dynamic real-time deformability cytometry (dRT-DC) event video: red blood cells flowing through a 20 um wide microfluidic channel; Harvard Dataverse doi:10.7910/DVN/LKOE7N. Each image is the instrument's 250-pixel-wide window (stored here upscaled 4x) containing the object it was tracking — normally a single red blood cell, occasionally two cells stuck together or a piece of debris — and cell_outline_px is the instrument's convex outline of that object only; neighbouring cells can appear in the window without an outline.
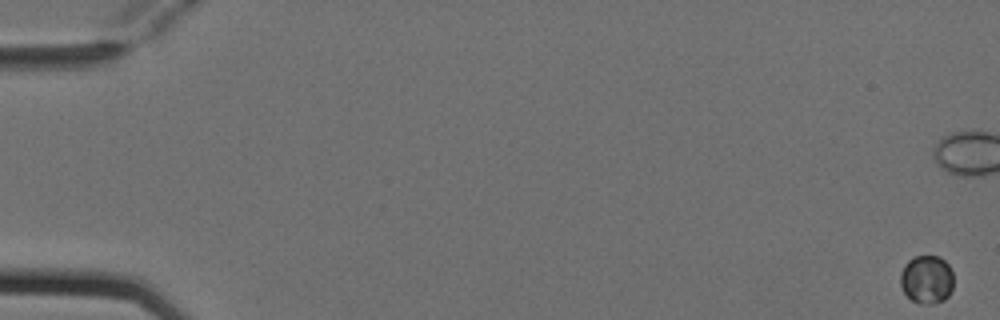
{"species": "Egyptian fruit bat (a non-hibernating species)", "species_latin": "Rousettus aegyptiacus", "temperature_condition": "cold", "stored_images_in_passage": 6, "camera_frame_rate_fps": 3000, "um_per_image_px": 0.085, "animal": {"sex": "female"}, "frame": {"image": 1, "passage_image": 1, "time_ms": 0.0, "image_size_px": [1000, 320], "cell_outline_px": [[952, 288], [948, 296], [944, 300], [932, 304], [920, 304], [912, 300], [904, 292], [900, 284], [900, 272], [904, 264], [908, 260], [916, 256], [940, 256], [948, 264], [952, 272]], "centroid_in_image_um": [78.75, 23.75], "position_along_channel_um": 6.2, "area_um2": 15.09}}